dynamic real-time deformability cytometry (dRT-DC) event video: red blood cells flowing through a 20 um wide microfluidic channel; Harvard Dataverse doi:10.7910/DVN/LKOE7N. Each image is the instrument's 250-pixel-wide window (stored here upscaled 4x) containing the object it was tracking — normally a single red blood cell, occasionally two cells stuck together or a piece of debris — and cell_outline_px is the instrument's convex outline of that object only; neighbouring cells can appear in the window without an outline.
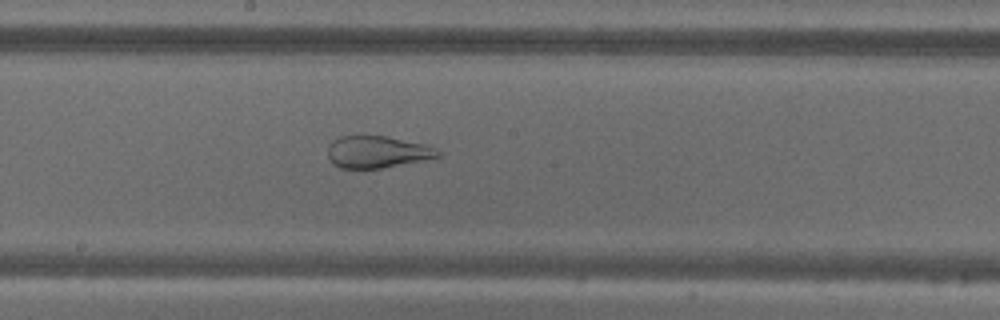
{"species": "common noctule bat (a hibernating species)", "species_latin": "Nyctalus noctula", "temperature_condition": "warm", "stored_images_in_passage": 54, "camera_frame_rate_fps": 3000, "um_per_image_px": 0.085, "animal": {"sex": "male", "body_mass_g": 18.8}, "frame": {"image": 1, "passage_image": 29, "time_ms": 9.333, "image_size_px": [1000, 320], "cell_outline_px": [[440, 156], [380, 168], [340, 168], [332, 164], [328, 156], [328, 144], [332, 140], [340, 136], [388, 136], [424, 144], [436, 148], [440, 152]], "centroid_in_image_um": [32.01, 12.9], "position_along_channel_um": 216.2, "area_um2": 20.35}}
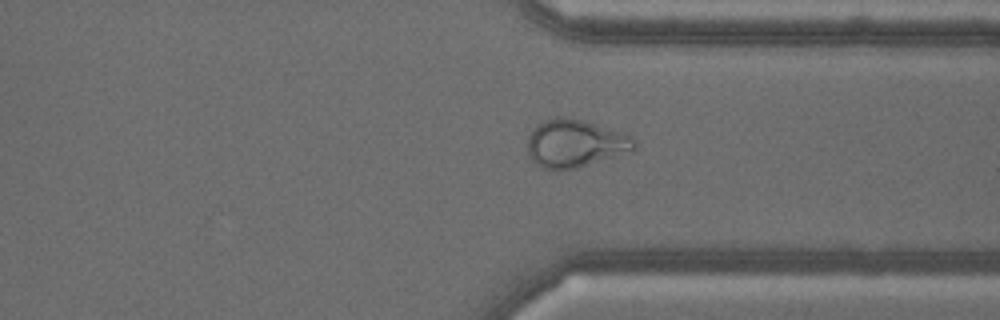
{"frame": {"image": 2, "passage_image": 41, "time_ms": 13.333, "image_size_px": [1000, 320], "cell_outline_px": [[636, 148], [632, 152], [576, 168], [560, 172], [544, 168], [536, 164], [528, 156], [528, 136], [532, 128], [536, 124], [544, 120], [556, 116], [564, 116], [580, 120], [620, 132], [632, 136], [636, 140]], "centroid_in_image_um": [48.86, 12.21], "position_along_channel_um": 362.5, "area_um2": 30.11}}
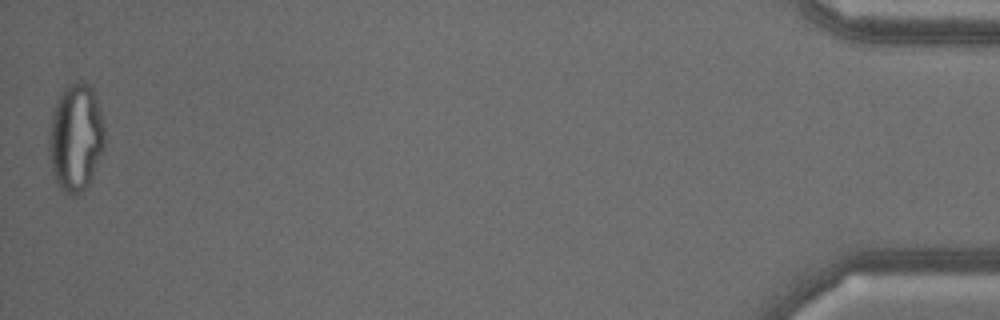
{"frame": {"image": 3, "passage_image": 54, "time_ms": 17.667, "image_size_px": [1000, 320], "cell_outline_px": [[104, 148], [92, 176], [88, 184], [76, 196], [68, 196], [60, 188], [52, 172], [48, 148], [48, 140], [52, 112], [56, 100], [60, 92], [68, 84], [80, 80], [88, 84], [92, 88], [104, 124]], "centroid_in_image_um": [6.42, 11.68], "position_along_channel_um": 428.8, "area_um2": 35.08}}